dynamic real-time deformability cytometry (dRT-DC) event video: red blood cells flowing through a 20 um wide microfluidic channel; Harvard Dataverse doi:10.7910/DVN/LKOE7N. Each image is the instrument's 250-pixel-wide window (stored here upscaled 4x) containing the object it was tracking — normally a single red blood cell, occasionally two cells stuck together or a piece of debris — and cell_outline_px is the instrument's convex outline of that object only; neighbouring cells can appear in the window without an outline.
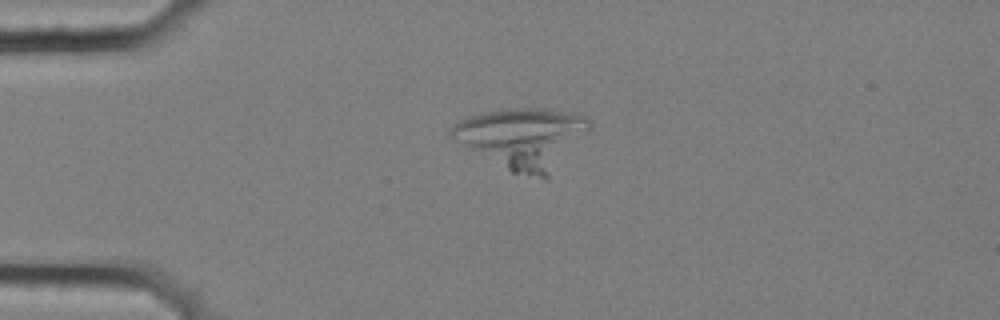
{"species": "common noctule bat (a hibernating species)", "species_latin": "Nyctalus noctula", "temperature_condition": "cold", "stored_images_in_passage": 8, "camera_frame_rate_fps": 3000, "um_per_image_px": 0.085, "animal": {"sex": "female", "body_mass_g": 25.1}, "frame": {"image": 1, "passage_image": 6, "time_ms": 1.667, "image_size_px": [1000, 320], "cell_outline_px": [[592, 124], [548, 180], [512, 172], [448, 136], [448, 132], [452, 124], [468, 116], [480, 112], [508, 108], [540, 108], [568, 112], [584, 116]], "centroid_in_image_um": [44.4, 11.72], "position_along_channel_um": 40.6, "area_um2": 48.26}}